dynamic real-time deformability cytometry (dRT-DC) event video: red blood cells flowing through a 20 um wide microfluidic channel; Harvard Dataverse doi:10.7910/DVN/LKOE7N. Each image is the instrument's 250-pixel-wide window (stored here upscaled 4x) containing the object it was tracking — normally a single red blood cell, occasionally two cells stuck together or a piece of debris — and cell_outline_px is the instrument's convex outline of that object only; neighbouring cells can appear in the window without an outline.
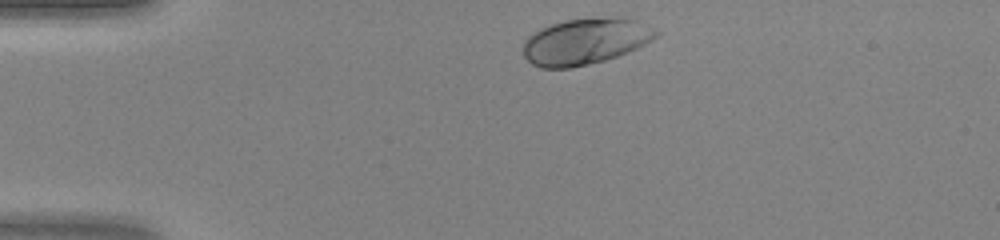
{"species": "human", "species_latin": "Homo sapiens", "temperature_condition": "warm", "stored_images_in_passage": 30, "camera_frame_rate_fps": 3000, "um_per_image_px": 0.085, "donor": {"sex": "female"}, "frame": {"image": 1, "passage_image": 1, "time_ms": 0.0, "image_size_px": [1000, 240], "cell_outline_px": [[660, 32], [652, 40], [628, 52], [604, 60], [572, 68], [540, 68], [532, 64], [524, 56], [524, 40], [528, 36], [540, 28], [552, 24], [568, 20], [624, 16], [636, 20]], "centroid_in_image_um": [49.74, 3.52], "position_along_channel_um": 35.3, "area_um2": 35.55}}
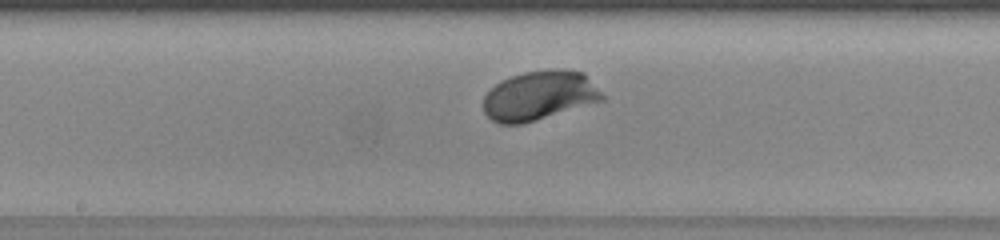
{"frame": {"image": 2, "passage_image": 16, "time_ms": 5.0, "image_size_px": [1000, 240], "cell_outline_px": [[604, 100], [520, 124], [500, 124], [492, 120], [484, 112], [484, 96], [500, 80], [524, 72], [584, 72], [604, 96]], "centroid_in_image_um": [45.8, 8.16], "position_along_channel_um": 202.4, "area_um2": 32.95}}
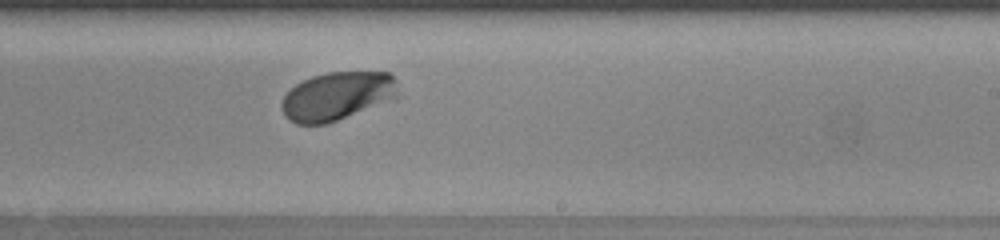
{"frame": {"image": 3, "passage_image": 20, "time_ms": 6.333, "image_size_px": [1000, 240], "cell_outline_px": [[396, 96], [328, 124], [296, 124], [288, 120], [284, 116], [280, 104], [284, 96], [296, 84], [312, 76], [328, 72], [388, 72], [396, 80]], "centroid_in_image_um": [28.57, 8.17], "position_along_channel_um": 260.4, "area_um2": 32.25}}